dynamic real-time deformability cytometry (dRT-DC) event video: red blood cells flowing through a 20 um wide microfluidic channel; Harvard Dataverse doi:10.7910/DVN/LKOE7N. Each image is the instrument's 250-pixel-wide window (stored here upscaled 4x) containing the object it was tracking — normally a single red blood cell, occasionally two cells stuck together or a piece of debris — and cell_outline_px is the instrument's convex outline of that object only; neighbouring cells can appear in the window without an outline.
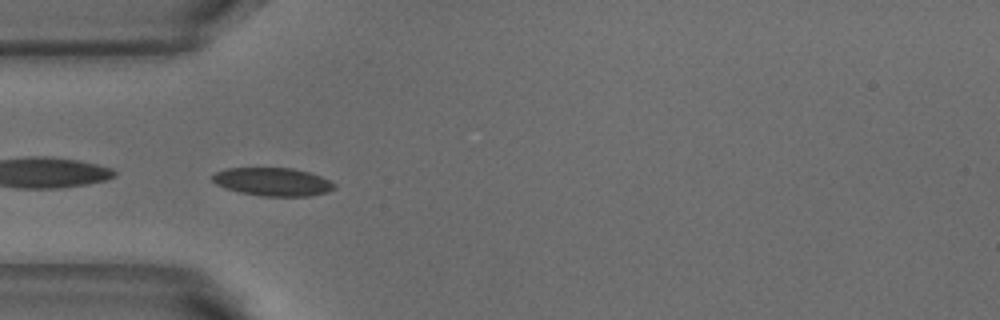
{"species": "common noctule bat (a hibernating species)", "species_latin": "Nyctalus noctula", "temperature_condition": "warm", "stored_images_in_passage": 5, "camera_frame_rate_fps": 3000, "um_per_image_px": 0.085, "animal": {"sex": "male", "body_mass_g": 18.8}, "frame": {"image": 1, "passage_image": 4, "time_ms": 1.0, "image_size_px": [1000, 320], "cell_outline_px": [[336, 188], [328, 192], [312, 196], [260, 196], [240, 192], [224, 188], [216, 184], [212, 180], [212, 176], [216, 172], [224, 168], [292, 168], [308, 172], [320, 176], [336, 184]], "centroid_in_image_um": [23.18, 15.46], "position_along_channel_um": 61.8, "area_um2": 20.11}}
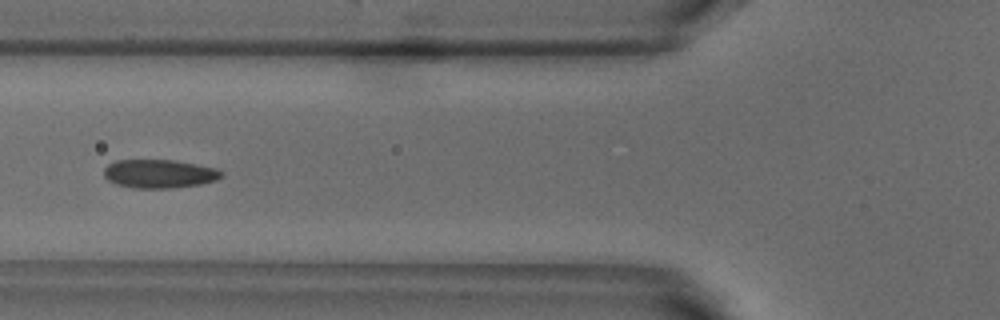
{"frame": {"image": 2, "passage_image": 5, "time_ms": 1.333, "image_size_px": [1000, 320], "cell_outline_px": [[224, 176], [216, 180], [200, 184], [172, 188], [132, 188], [116, 184], [108, 180], [104, 176], [104, 168], [108, 164], [116, 160], [172, 160], [216, 168], [224, 172]], "centroid_in_image_um": [13.54, 14.77], "position_along_channel_um": 112.3, "area_um2": 19.59}}